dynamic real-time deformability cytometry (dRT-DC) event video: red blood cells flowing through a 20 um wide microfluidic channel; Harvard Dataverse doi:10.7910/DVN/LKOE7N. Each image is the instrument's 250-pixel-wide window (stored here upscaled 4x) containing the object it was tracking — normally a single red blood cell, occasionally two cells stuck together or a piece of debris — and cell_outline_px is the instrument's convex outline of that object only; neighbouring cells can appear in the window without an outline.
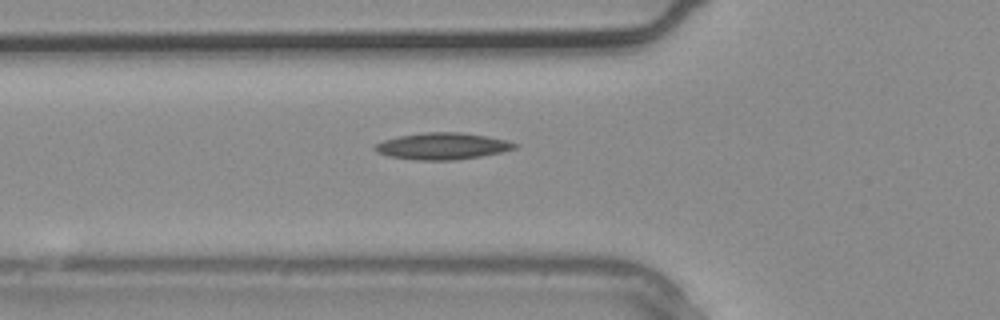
{"species": "common noctule bat (a hibernating species)", "species_latin": "Nyctalus noctula", "temperature_condition": "warm", "stored_images_in_passage": 3, "camera_frame_rate_fps": 3000, "um_per_image_px": 0.085, "animal": {"sex": "male", "body_mass_g": 20.4}, "frame": {"image": 1, "passage_image": 3, "time_ms": 0.667, "image_size_px": [1000, 320], "cell_outline_px": [[516, 148], [500, 152], [480, 156], [456, 160], [416, 160], [388, 156], [376, 152], [372, 148], [372, 144], [384, 140], [400, 136], [424, 132], [460, 132], [508, 140], [516, 144]], "centroid_in_image_um": [37.53, 12.42], "position_along_channel_um": 88.3, "area_um2": 21.68}}